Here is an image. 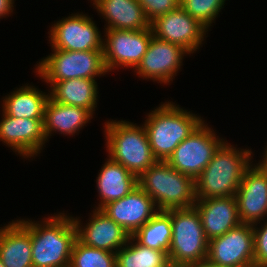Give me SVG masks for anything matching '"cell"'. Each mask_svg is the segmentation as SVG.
Here are the masks:
<instances>
[{"instance_id": "cell-1", "label": "cell", "mask_w": 267, "mask_h": 267, "mask_svg": "<svg viewBox=\"0 0 267 267\" xmlns=\"http://www.w3.org/2000/svg\"><path fill=\"white\" fill-rule=\"evenodd\" d=\"M230 144L224 141L195 179L197 200L235 196L246 169L254 163V153L251 149H239Z\"/></svg>"}, {"instance_id": "cell-2", "label": "cell", "mask_w": 267, "mask_h": 267, "mask_svg": "<svg viewBox=\"0 0 267 267\" xmlns=\"http://www.w3.org/2000/svg\"><path fill=\"white\" fill-rule=\"evenodd\" d=\"M77 239L73 216L59 212L39 221L31 220L33 267H70Z\"/></svg>"}, {"instance_id": "cell-3", "label": "cell", "mask_w": 267, "mask_h": 267, "mask_svg": "<svg viewBox=\"0 0 267 267\" xmlns=\"http://www.w3.org/2000/svg\"><path fill=\"white\" fill-rule=\"evenodd\" d=\"M144 121L151 150L157 160L167 161L175 148L203 121V117L166 101L146 115Z\"/></svg>"}, {"instance_id": "cell-4", "label": "cell", "mask_w": 267, "mask_h": 267, "mask_svg": "<svg viewBox=\"0 0 267 267\" xmlns=\"http://www.w3.org/2000/svg\"><path fill=\"white\" fill-rule=\"evenodd\" d=\"M138 186L154 201L159 211L194 206L195 180L157 160L138 177Z\"/></svg>"}, {"instance_id": "cell-5", "label": "cell", "mask_w": 267, "mask_h": 267, "mask_svg": "<svg viewBox=\"0 0 267 267\" xmlns=\"http://www.w3.org/2000/svg\"><path fill=\"white\" fill-rule=\"evenodd\" d=\"M104 124L107 157L137 177L157 161L143 124L126 120H108Z\"/></svg>"}, {"instance_id": "cell-6", "label": "cell", "mask_w": 267, "mask_h": 267, "mask_svg": "<svg viewBox=\"0 0 267 267\" xmlns=\"http://www.w3.org/2000/svg\"><path fill=\"white\" fill-rule=\"evenodd\" d=\"M171 218L172 237L168 250L173 267H185L207 259L209 240L195 206L165 211Z\"/></svg>"}, {"instance_id": "cell-7", "label": "cell", "mask_w": 267, "mask_h": 267, "mask_svg": "<svg viewBox=\"0 0 267 267\" xmlns=\"http://www.w3.org/2000/svg\"><path fill=\"white\" fill-rule=\"evenodd\" d=\"M35 68L34 72L43 81H64L72 78L97 79L96 77L108 74L103 50L52 49V53L41 59Z\"/></svg>"}, {"instance_id": "cell-8", "label": "cell", "mask_w": 267, "mask_h": 267, "mask_svg": "<svg viewBox=\"0 0 267 267\" xmlns=\"http://www.w3.org/2000/svg\"><path fill=\"white\" fill-rule=\"evenodd\" d=\"M205 120L179 145L167 159L175 170L192 177L194 180L206 168L216 150L226 140L221 139Z\"/></svg>"}, {"instance_id": "cell-9", "label": "cell", "mask_w": 267, "mask_h": 267, "mask_svg": "<svg viewBox=\"0 0 267 267\" xmlns=\"http://www.w3.org/2000/svg\"><path fill=\"white\" fill-rule=\"evenodd\" d=\"M48 31L51 49L66 51L103 50V38L97 24L87 14H71L54 22Z\"/></svg>"}, {"instance_id": "cell-10", "label": "cell", "mask_w": 267, "mask_h": 267, "mask_svg": "<svg viewBox=\"0 0 267 267\" xmlns=\"http://www.w3.org/2000/svg\"><path fill=\"white\" fill-rule=\"evenodd\" d=\"M103 55L108 72L120 68H133L141 62L153 37L150 28L138 31L104 30Z\"/></svg>"}, {"instance_id": "cell-11", "label": "cell", "mask_w": 267, "mask_h": 267, "mask_svg": "<svg viewBox=\"0 0 267 267\" xmlns=\"http://www.w3.org/2000/svg\"><path fill=\"white\" fill-rule=\"evenodd\" d=\"M207 259L223 267H254L253 225L241 223L210 239Z\"/></svg>"}, {"instance_id": "cell-12", "label": "cell", "mask_w": 267, "mask_h": 267, "mask_svg": "<svg viewBox=\"0 0 267 267\" xmlns=\"http://www.w3.org/2000/svg\"><path fill=\"white\" fill-rule=\"evenodd\" d=\"M153 37L178 44L190 54L202 47L209 31L180 6L150 22Z\"/></svg>"}, {"instance_id": "cell-13", "label": "cell", "mask_w": 267, "mask_h": 267, "mask_svg": "<svg viewBox=\"0 0 267 267\" xmlns=\"http://www.w3.org/2000/svg\"><path fill=\"white\" fill-rule=\"evenodd\" d=\"M186 55L191 54L182 46L152 37L146 53L134 72L142 79L169 84L174 76H177L179 69H182Z\"/></svg>"}, {"instance_id": "cell-14", "label": "cell", "mask_w": 267, "mask_h": 267, "mask_svg": "<svg viewBox=\"0 0 267 267\" xmlns=\"http://www.w3.org/2000/svg\"><path fill=\"white\" fill-rule=\"evenodd\" d=\"M44 119L14 118L2 112L0 141L23 158L37 156L44 149Z\"/></svg>"}, {"instance_id": "cell-15", "label": "cell", "mask_w": 267, "mask_h": 267, "mask_svg": "<svg viewBox=\"0 0 267 267\" xmlns=\"http://www.w3.org/2000/svg\"><path fill=\"white\" fill-rule=\"evenodd\" d=\"M241 223L256 224L267 218V172L252 163L235 194Z\"/></svg>"}, {"instance_id": "cell-16", "label": "cell", "mask_w": 267, "mask_h": 267, "mask_svg": "<svg viewBox=\"0 0 267 267\" xmlns=\"http://www.w3.org/2000/svg\"><path fill=\"white\" fill-rule=\"evenodd\" d=\"M101 210L130 236L159 211L153 199L139 186L125 197L107 203Z\"/></svg>"}, {"instance_id": "cell-17", "label": "cell", "mask_w": 267, "mask_h": 267, "mask_svg": "<svg viewBox=\"0 0 267 267\" xmlns=\"http://www.w3.org/2000/svg\"><path fill=\"white\" fill-rule=\"evenodd\" d=\"M89 221L82 225L79 217L73 216L77 239L86 246L116 253L130 238V235L101 209H94Z\"/></svg>"}, {"instance_id": "cell-18", "label": "cell", "mask_w": 267, "mask_h": 267, "mask_svg": "<svg viewBox=\"0 0 267 267\" xmlns=\"http://www.w3.org/2000/svg\"><path fill=\"white\" fill-rule=\"evenodd\" d=\"M0 259L5 267H33L30 219L0 227Z\"/></svg>"}, {"instance_id": "cell-19", "label": "cell", "mask_w": 267, "mask_h": 267, "mask_svg": "<svg viewBox=\"0 0 267 267\" xmlns=\"http://www.w3.org/2000/svg\"><path fill=\"white\" fill-rule=\"evenodd\" d=\"M200 214L208 240L222 236L241 224L235 196L197 200L194 204Z\"/></svg>"}, {"instance_id": "cell-20", "label": "cell", "mask_w": 267, "mask_h": 267, "mask_svg": "<svg viewBox=\"0 0 267 267\" xmlns=\"http://www.w3.org/2000/svg\"><path fill=\"white\" fill-rule=\"evenodd\" d=\"M97 13L106 21L105 30L138 31L150 28V22L137 0H91Z\"/></svg>"}, {"instance_id": "cell-21", "label": "cell", "mask_w": 267, "mask_h": 267, "mask_svg": "<svg viewBox=\"0 0 267 267\" xmlns=\"http://www.w3.org/2000/svg\"><path fill=\"white\" fill-rule=\"evenodd\" d=\"M93 115L90 110L83 107L64 105L49 98L43 120L47 142L54 132L65 136L79 135L82 127L87 126L86 124L93 119Z\"/></svg>"}, {"instance_id": "cell-22", "label": "cell", "mask_w": 267, "mask_h": 267, "mask_svg": "<svg viewBox=\"0 0 267 267\" xmlns=\"http://www.w3.org/2000/svg\"><path fill=\"white\" fill-rule=\"evenodd\" d=\"M99 171L96 187L100 202L95 206L96 209L125 197L138 186V177L109 157Z\"/></svg>"}, {"instance_id": "cell-23", "label": "cell", "mask_w": 267, "mask_h": 267, "mask_svg": "<svg viewBox=\"0 0 267 267\" xmlns=\"http://www.w3.org/2000/svg\"><path fill=\"white\" fill-rule=\"evenodd\" d=\"M50 87V98L64 105L79 106L93 114L97 107L98 83L96 79L72 78L64 81H45Z\"/></svg>"}, {"instance_id": "cell-24", "label": "cell", "mask_w": 267, "mask_h": 267, "mask_svg": "<svg viewBox=\"0 0 267 267\" xmlns=\"http://www.w3.org/2000/svg\"><path fill=\"white\" fill-rule=\"evenodd\" d=\"M50 93L25 84L3 96L2 111L14 118L44 119L45 106Z\"/></svg>"}, {"instance_id": "cell-25", "label": "cell", "mask_w": 267, "mask_h": 267, "mask_svg": "<svg viewBox=\"0 0 267 267\" xmlns=\"http://www.w3.org/2000/svg\"><path fill=\"white\" fill-rule=\"evenodd\" d=\"M117 267H173L167 251H158L140 245L132 236L116 252Z\"/></svg>"}, {"instance_id": "cell-26", "label": "cell", "mask_w": 267, "mask_h": 267, "mask_svg": "<svg viewBox=\"0 0 267 267\" xmlns=\"http://www.w3.org/2000/svg\"><path fill=\"white\" fill-rule=\"evenodd\" d=\"M132 237L142 246L168 252L172 237L170 216L165 211H158Z\"/></svg>"}, {"instance_id": "cell-27", "label": "cell", "mask_w": 267, "mask_h": 267, "mask_svg": "<svg viewBox=\"0 0 267 267\" xmlns=\"http://www.w3.org/2000/svg\"><path fill=\"white\" fill-rule=\"evenodd\" d=\"M70 267H117L116 253L86 246L75 240Z\"/></svg>"}, {"instance_id": "cell-28", "label": "cell", "mask_w": 267, "mask_h": 267, "mask_svg": "<svg viewBox=\"0 0 267 267\" xmlns=\"http://www.w3.org/2000/svg\"><path fill=\"white\" fill-rule=\"evenodd\" d=\"M225 2L226 0H180V7L210 30Z\"/></svg>"}, {"instance_id": "cell-29", "label": "cell", "mask_w": 267, "mask_h": 267, "mask_svg": "<svg viewBox=\"0 0 267 267\" xmlns=\"http://www.w3.org/2000/svg\"><path fill=\"white\" fill-rule=\"evenodd\" d=\"M263 223L253 224L254 267H267V219Z\"/></svg>"}, {"instance_id": "cell-30", "label": "cell", "mask_w": 267, "mask_h": 267, "mask_svg": "<svg viewBox=\"0 0 267 267\" xmlns=\"http://www.w3.org/2000/svg\"><path fill=\"white\" fill-rule=\"evenodd\" d=\"M149 22L180 6V0H137Z\"/></svg>"}, {"instance_id": "cell-31", "label": "cell", "mask_w": 267, "mask_h": 267, "mask_svg": "<svg viewBox=\"0 0 267 267\" xmlns=\"http://www.w3.org/2000/svg\"><path fill=\"white\" fill-rule=\"evenodd\" d=\"M14 0H0V19L9 17L14 9Z\"/></svg>"}, {"instance_id": "cell-32", "label": "cell", "mask_w": 267, "mask_h": 267, "mask_svg": "<svg viewBox=\"0 0 267 267\" xmlns=\"http://www.w3.org/2000/svg\"><path fill=\"white\" fill-rule=\"evenodd\" d=\"M185 267H223L214 263H211L208 259L191 263L189 265H186Z\"/></svg>"}, {"instance_id": "cell-33", "label": "cell", "mask_w": 267, "mask_h": 267, "mask_svg": "<svg viewBox=\"0 0 267 267\" xmlns=\"http://www.w3.org/2000/svg\"><path fill=\"white\" fill-rule=\"evenodd\" d=\"M267 145V144H266ZM265 145V150H264V154H263V159L260 160L258 163L259 165L267 172V146Z\"/></svg>"}, {"instance_id": "cell-34", "label": "cell", "mask_w": 267, "mask_h": 267, "mask_svg": "<svg viewBox=\"0 0 267 267\" xmlns=\"http://www.w3.org/2000/svg\"><path fill=\"white\" fill-rule=\"evenodd\" d=\"M0 267H5L0 259Z\"/></svg>"}]
</instances>
